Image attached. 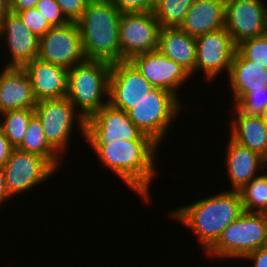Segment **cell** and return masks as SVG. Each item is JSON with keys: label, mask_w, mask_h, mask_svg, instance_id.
<instances>
[{"label": "cell", "mask_w": 267, "mask_h": 267, "mask_svg": "<svg viewBox=\"0 0 267 267\" xmlns=\"http://www.w3.org/2000/svg\"><path fill=\"white\" fill-rule=\"evenodd\" d=\"M101 165L115 173L132 192L150 203V185L156 175L159 146L152 140H116L110 144H88ZM155 162V163H154ZM155 167V168H154Z\"/></svg>", "instance_id": "obj_1"}, {"label": "cell", "mask_w": 267, "mask_h": 267, "mask_svg": "<svg viewBox=\"0 0 267 267\" xmlns=\"http://www.w3.org/2000/svg\"><path fill=\"white\" fill-rule=\"evenodd\" d=\"M192 203L178 209L176 207L168 212V215L185 224L189 230L192 229L204 252L217 241L222 231L244 212L241 195L236 190L225 189Z\"/></svg>", "instance_id": "obj_2"}, {"label": "cell", "mask_w": 267, "mask_h": 267, "mask_svg": "<svg viewBox=\"0 0 267 267\" xmlns=\"http://www.w3.org/2000/svg\"><path fill=\"white\" fill-rule=\"evenodd\" d=\"M121 12L110 0H90L76 21L86 59L121 61L119 19Z\"/></svg>", "instance_id": "obj_3"}, {"label": "cell", "mask_w": 267, "mask_h": 267, "mask_svg": "<svg viewBox=\"0 0 267 267\" xmlns=\"http://www.w3.org/2000/svg\"><path fill=\"white\" fill-rule=\"evenodd\" d=\"M110 73V62L93 59L68 70L66 97L85 119L108 104Z\"/></svg>", "instance_id": "obj_4"}, {"label": "cell", "mask_w": 267, "mask_h": 267, "mask_svg": "<svg viewBox=\"0 0 267 267\" xmlns=\"http://www.w3.org/2000/svg\"><path fill=\"white\" fill-rule=\"evenodd\" d=\"M267 246V214L244 211L220 234L204 255L241 260L249 253Z\"/></svg>", "instance_id": "obj_5"}, {"label": "cell", "mask_w": 267, "mask_h": 267, "mask_svg": "<svg viewBox=\"0 0 267 267\" xmlns=\"http://www.w3.org/2000/svg\"><path fill=\"white\" fill-rule=\"evenodd\" d=\"M181 101L173 93L154 87L149 95L128 111L129 118L144 135L160 146L174 119L183 110Z\"/></svg>", "instance_id": "obj_6"}, {"label": "cell", "mask_w": 267, "mask_h": 267, "mask_svg": "<svg viewBox=\"0 0 267 267\" xmlns=\"http://www.w3.org/2000/svg\"><path fill=\"white\" fill-rule=\"evenodd\" d=\"M40 119L48 143L62 156L67 153L72 129L75 126L86 137V119L65 97L62 99L41 100L34 108Z\"/></svg>", "instance_id": "obj_7"}, {"label": "cell", "mask_w": 267, "mask_h": 267, "mask_svg": "<svg viewBox=\"0 0 267 267\" xmlns=\"http://www.w3.org/2000/svg\"><path fill=\"white\" fill-rule=\"evenodd\" d=\"M160 29L153 12L122 13L118 30L121 61L157 50Z\"/></svg>", "instance_id": "obj_8"}, {"label": "cell", "mask_w": 267, "mask_h": 267, "mask_svg": "<svg viewBox=\"0 0 267 267\" xmlns=\"http://www.w3.org/2000/svg\"><path fill=\"white\" fill-rule=\"evenodd\" d=\"M38 58L66 69L86 60L76 22L51 27L39 38Z\"/></svg>", "instance_id": "obj_9"}, {"label": "cell", "mask_w": 267, "mask_h": 267, "mask_svg": "<svg viewBox=\"0 0 267 267\" xmlns=\"http://www.w3.org/2000/svg\"><path fill=\"white\" fill-rule=\"evenodd\" d=\"M6 189L11 197L21 195L54 176L57 170L45 159L33 153L14 149L2 166ZM40 183V184H39Z\"/></svg>", "instance_id": "obj_10"}, {"label": "cell", "mask_w": 267, "mask_h": 267, "mask_svg": "<svg viewBox=\"0 0 267 267\" xmlns=\"http://www.w3.org/2000/svg\"><path fill=\"white\" fill-rule=\"evenodd\" d=\"M88 144H110L116 140H151L130 120L128 112L103 106L86 119V137Z\"/></svg>", "instance_id": "obj_11"}, {"label": "cell", "mask_w": 267, "mask_h": 267, "mask_svg": "<svg viewBox=\"0 0 267 267\" xmlns=\"http://www.w3.org/2000/svg\"><path fill=\"white\" fill-rule=\"evenodd\" d=\"M237 45L225 28L196 37V63L194 72H204L211 82L219 74H229ZM224 70V71H223Z\"/></svg>", "instance_id": "obj_12"}, {"label": "cell", "mask_w": 267, "mask_h": 267, "mask_svg": "<svg viewBox=\"0 0 267 267\" xmlns=\"http://www.w3.org/2000/svg\"><path fill=\"white\" fill-rule=\"evenodd\" d=\"M153 88L129 60L111 63L108 92L111 107L128 112Z\"/></svg>", "instance_id": "obj_13"}, {"label": "cell", "mask_w": 267, "mask_h": 267, "mask_svg": "<svg viewBox=\"0 0 267 267\" xmlns=\"http://www.w3.org/2000/svg\"><path fill=\"white\" fill-rule=\"evenodd\" d=\"M224 28L236 45L267 34V5L263 0H232L225 5Z\"/></svg>", "instance_id": "obj_14"}, {"label": "cell", "mask_w": 267, "mask_h": 267, "mask_svg": "<svg viewBox=\"0 0 267 267\" xmlns=\"http://www.w3.org/2000/svg\"><path fill=\"white\" fill-rule=\"evenodd\" d=\"M129 61L154 87L173 93L179 100L178 88L181 90L182 84L191 78L183 67L158 50L136 55Z\"/></svg>", "instance_id": "obj_15"}, {"label": "cell", "mask_w": 267, "mask_h": 267, "mask_svg": "<svg viewBox=\"0 0 267 267\" xmlns=\"http://www.w3.org/2000/svg\"><path fill=\"white\" fill-rule=\"evenodd\" d=\"M3 38L11 55L4 67L23 68L38 57L39 37L26 27L18 14L9 11L1 18L0 40Z\"/></svg>", "instance_id": "obj_16"}, {"label": "cell", "mask_w": 267, "mask_h": 267, "mask_svg": "<svg viewBox=\"0 0 267 267\" xmlns=\"http://www.w3.org/2000/svg\"><path fill=\"white\" fill-rule=\"evenodd\" d=\"M23 69L29 76L37 102L66 97L68 69L38 57L27 63Z\"/></svg>", "instance_id": "obj_17"}, {"label": "cell", "mask_w": 267, "mask_h": 267, "mask_svg": "<svg viewBox=\"0 0 267 267\" xmlns=\"http://www.w3.org/2000/svg\"><path fill=\"white\" fill-rule=\"evenodd\" d=\"M1 72L0 113L16 109H34L37 100L27 72L18 67H3Z\"/></svg>", "instance_id": "obj_18"}, {"label": "cell", "mask_w": 267, "mask_h": 267, "mask_svg": "<svg viewBox=\"0 0 267 267\" xmlns=\"http://www.w3.org/2000/svg\"><path fill=\"white\" fill-rule=\"evenodd\" d=\"M226 148L225 163L231 190L239 191L254 177L265 170V159L258 153L251 151L229 138Z\"/></svg>", "instance_id": "obj_19"}, {"label": "cell", "mask_w": 267, "mask_h": 267, "mask_svg": "<svg viewBox=\"0 0 267 267\" xmlns=\"http://www.w3.org/2000/svg\"><path fill=\"white\" fill-rule=\"evenodd\" d=\"M228 82L235 106L251 91L267 86V69L247 60L238 50L231 62Z\"/></svg>", "instance_id": "obj_20"}, {"label": "cell", "mask_w": 267, "mask_h": 267, "mask_svg": "<svg viewBox=\"0 0 267 267\" xmlns=\"http://www.w3.org/2000/svg\"><path fill=\"white\" fill-rule=\"evenodd\" d=\"M234 116L230 122V138L267 160V127L262 116L248 115L232 106Z\"/></svg>", "instance_id": "obj_21"}, {"label": "cell", "mask_w": 267, "mask_h": 267, "mask_svg": "<svg viewBox=\"0 0 267 267\" xmlns=\"http://www.w3.org/2000/svg\"><path fill=\"white\" fill-rule=\"evenodd\" d=\"M225 5L214 0H195L180 29L192 37L224 28Z\"/></svg>", "instance_id": "obj_22"}, {"label": "cell", "mask_w": 267, "mask_h": 267, "mask_svg": "<svg viewBox=\"0 0 267 267\" xmlns=\"http://www.w3.org/2000/svg\"><path fill=\"white\" fill-rule=\"evenodd\" d=\"M157 50L183 67L192 77L196 63V37L180 28H161Z\"/></svg>", "instance_id": "obj_23"}, {"label": "cell", "mask_w": 267, "mask_h": 267, "mask_svg": "<svg viewBox=\"0 0 267 267\" xmlns=\"http://www.w3.org/2000/svg\"><path fill=\"white\" fill-rule=\"evenodd\" d=\"M16 149L45 158L57 171L63 163L62 155L48 143L41 121L35 114L29 120L27 133Z\"/></svg>", "instance_id": "obj_24"}, {"label": "cell", "mask_w": 267, "mask_h": 267, "mask_svg": "<svg viewBox=\"0 0 267 267\" xmlns=\"http://www.w3.org/2000/svg\"><path fill=\"white\" fill-rule=\"evenodd\" d=\"M0 114V130L13 147L16 148L24 139L27 133L28 122L35 114V110L16 109L4 111Z\"/></svg>", "instance_id": "obj_25"}, {"label": "cell", "mask_w": 267, "mask_h": 267, "mask_svg": "<svg viewBox=\"0 0 267 267\" xmlns=\"http://www.w3.org/2000/svg\"><path fill=\"white\" fill-rule=\"evenodd\" d=\"M239 193L244 211L267 214V171L254 177Z\"/></svg>", "instance_id": "obj_26"}, {"label": "cell", "mask_w": 267, "mask_h": 267, "mask_svg": "<svg viewBox=\"0 0 267 267\" xmlns=\"http://www.w3.org/2000/svg\"><path fill=\"white\" fill-rule=\"evenodd\" d=\"M195 0H157L153 13L161 28H179Z\"/></svg>", "instance_id": "obj_27"}, {"label": "cell", "mask_w": 267, "mask_h": 267, "mask_svg": "<svg viewBox=\"0 0 267 267\" xmlns=\"http://www.w3.org/2000/svg\"><path fill=\"white\" fill-rule=\"evenodd\" d=\"M237 50L247 59L267 69V34L242 41Z\"/></svg>", "instance_id": "obj_28"}, {"label": "cell", "mask_w": 267, "mask_h": 267, "mask_svg": "<svg viewBox=\"0 0 267 267\" xmlns=\"http://www.w3.org/2000/svg\"><path fill=\"white\" fill-rule=\"evenodd\" d=\"M236 107L248 115L262 116L267 111V86L248 93Z\"/></svg>", "instance_id": "obj_29"}, {"label": "cell", "mask_w": 267, "mask_h": 267, "mask_svg": "<svg viewBox=\"0 0 267 267\" xmlns=\"http://www.w3.org/2000/svg\"><path fill=\"white\" fill-rule=\"evenodd\" d=\"M17 14L20 16L26 27L39 38L52 27L36 7L20 11Z\"/></svg>", "instance_id": "obj_30"}, {"label": "cell", "mask_w": 267, "mask_h": 267, "mask_svg": "<svg viewBox=\"0 0 267 267\" xmlns=\"http://www.w3.org/2000/svg\"><path fill=\"white\" fill-rule=\"evenodd\" d=\"M36 8L52 27L63 26L70 21L64 16L60 6L55 0H39Z\"/></svg>", "instance_id": "obj_31"}, {"label": "cell", "mask_w": 267, "mask_h": 267, "mask_svg": "<svg viewBox=\"0 0 267 267\" xmlns=\"http://www.w3.org/2000/svg\"><path fill=\"white\" fill-rule=\"evenodd\" d=\"M121 13L153 12L157 0H110Z\"/></svg>", "instance_id": "obj_32"}, {"label": "cell", "mask_w": 267, "mask_h": 267, "mask_svg": "<svg viewBox=\"0 0 267 267\" xmlns=\"http://www.w3.org/2000/svg\"><path fill=\"white\" fill-rule=\"evenodd\" d=\"M60 6L64 16L70 22H76L86 10L90 0H55Z\"/></svg>", "instance_id": "obj_33"}, {"label": "cell", "mask_w": 267, "mask_h": 267, "mask_svg": "<svg viewBox=\"0 0 267 267\" xmlns=\"http://www.w3.org/2000/svg\"><path fill=\"white\" fill-rule=\"evenodd\" d=\"M243 259L252 261V267H267V246L249 253Z\"/></svg>", "instance_id": "obj_34"}, {"label": "cell", "mask_w": 267, "mask_h": 267, "mask_svg": "<svg viewBox=\"0 0 267 267\" xmlns=\"http://www.w3.org/2000/svg\"><path fill=\"white\" fill-rule=\"evenodd\" d=\"M15 148L0 130V167H2L11 156Z\"/></svg>", "instance_id": "obj_35"}, {"label": "cell", "mask_w": 267, "mask_h": 267, "mask_svg": "<svg viewBox=\"0 0 267 267\" xmlns=\"http://www.w3.org/2000/svg\"><path fill=\"white\" fill-rule=\"evenodd\" d=\"M39 0H9V11L18 13L20 11L35 8Z\"/></svg>", "instance_id": "obj_36"}, {"label": "cell", "mask_w": 267, "mask_h": 267, "mask_svg": "<svg viewBox=\"0 0 267 267\" xmlns=\"http://www.w3.org/2000/svg\"><path fill=\"white\" fill-rule=\"evenodd\" d=\"M12 199L9 195L5 185V175L2 167H0V206L2 203Z\"/></svg>", "instance_id": "obj_37"}, {"label": "cell", "mask_w": 267, "mask_h": 267, "mask_svg": "<svg viewBox=\"0 0 267 267\" xmlns=\"http://www.w3.org/2000/svg\"><path fill=\"white\" fill-rule=\"evenodd\" d=\"M9 12V0H0V20Z\"/></svg>", "instance_id": "obj_38"}, {"label": "cell", "mask_w": 267, "mask_h": 267, "mask_svg": "<svg viewBox=\"0 0 267 267\" xmlns=\"http://www.w3.org/2000/svg\"><path fill=\"white\" fill-rule=\"evenodd\" d=\"M262 118H263L264 123H265V125H266V127H267V111H265V112L262 114Z\"/></svg>", "instance_id": "obj_39"}, {"label": "cell", "mask_w": 267, "mask_h": 267, "mask_svg": "<svg viewBox=\"0 0 267 267\" xmlns=\"http://www.w3.org/2000/svg\"><path fill=\"white\" fill-rule=\"evenodd\" d=\"M214 1H218V2L222 3L223 5H227L232 0H214Z\"/></svg>", "instance_id": "obj_40"}, {"label": "cell", "mask_w": 267, "mask_h": 267, "mask_svg": "<svg viewBox=\"0 0 267 267\" xmlns=\"http://www.w3.org/2000/svg\"><path fill=\"white\" fill-rule=\"evenodd\" d=\"M266 167H267V160L265 161V170H266ZM267 171V170H266Z\"/></svg>", "instance_id": "obj_41"}]
</instances>
